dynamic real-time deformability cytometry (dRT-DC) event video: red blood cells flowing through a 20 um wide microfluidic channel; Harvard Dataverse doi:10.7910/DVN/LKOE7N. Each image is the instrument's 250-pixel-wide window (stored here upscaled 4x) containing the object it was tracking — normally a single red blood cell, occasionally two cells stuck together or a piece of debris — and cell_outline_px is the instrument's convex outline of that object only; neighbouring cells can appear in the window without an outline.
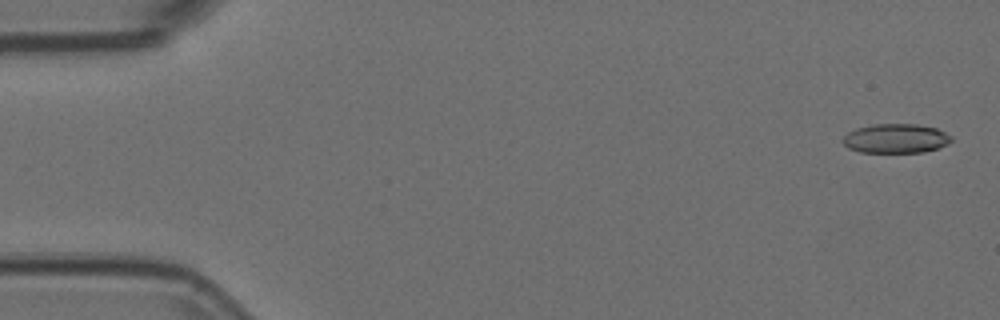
{"species": "Egyptian fruit bat (a non-hibernating species)", "species_latin": "Rousettus aegyptiacus", "temperature_condition": "room temperature", "stored_images_in_passage": 55, "camera_frame_rate_fps": 3000, "um_per_image_px": 0.085, "animal": {"sex": "female"}, "frame": {"image": 1, "passage_image": 2, "time_ms": 0.333, "image_size_px": [1000, 320], "cell_outline_px": [[952, 140], [948, 144], [924, 152], [860, 152], [848, 148], [840, 140], [848, 132], [856, 128], [872, 124], [916, 124], [936, 128], [952, 136]], "centroid_in_image_um": [76.12, 11.76], "position_along_channel_um": 8.9, "area_um2": 18.55}}
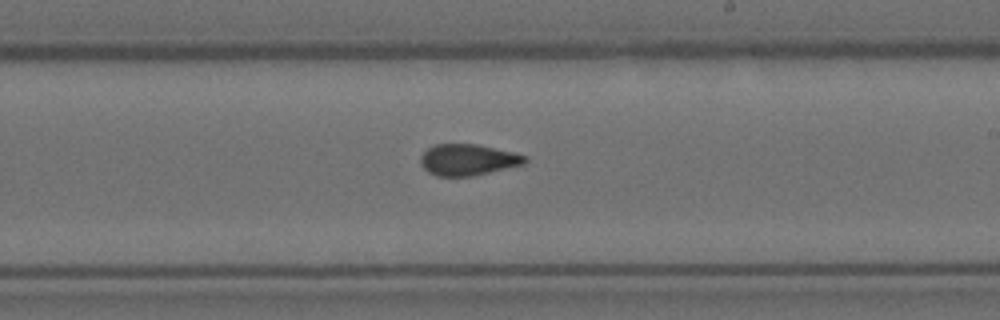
{"frame": {"image": 2, "passage_image": 32, "time_ms": 10.333, "image_size_px": [1000, 320], "cell_outline_px": [[528, 160], [524, 164], [472, 176], [436, 176], [428, 172], [420, 164], [420, 156], [428, 148], [436, 144], [476, 144], [516, 152], [528, 156]], "centroid_in_image_um": [39.79, 13.57], "position_along_channel_um": 249.2, "area_um2": 19.13}}
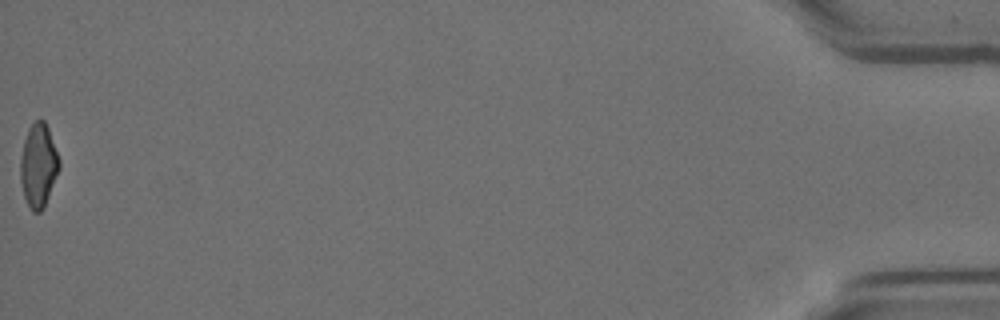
{"frame": {"image": 3, "passage_image": 55, "time_ms": 18.0, "image_size_px": [1000, 320], "cell_outline_px": [[60, 168], [44, 208], [40, 212], [32, 212], [24, 196], [20, 180], [20, 160], [24, 140], [28, 128], [36, 120], [44, 120], [48, 128], [60, 160]], "centroid_in_image_um": [3.27, 14.08], "position_along_channel_um": 431.9, "area_um2": 18.9}, "authors_computed_cell_mechanics": {"area_um2": 19.3052, "velocity_mm_per_s": 3.7282, "shape_relaxation_time_tau1_ms": null, "shape_relaxation_time_tau2_ms": 2.1367, "deformation_change_tau1": null, "deformation_change_tau2": 0.0801}}